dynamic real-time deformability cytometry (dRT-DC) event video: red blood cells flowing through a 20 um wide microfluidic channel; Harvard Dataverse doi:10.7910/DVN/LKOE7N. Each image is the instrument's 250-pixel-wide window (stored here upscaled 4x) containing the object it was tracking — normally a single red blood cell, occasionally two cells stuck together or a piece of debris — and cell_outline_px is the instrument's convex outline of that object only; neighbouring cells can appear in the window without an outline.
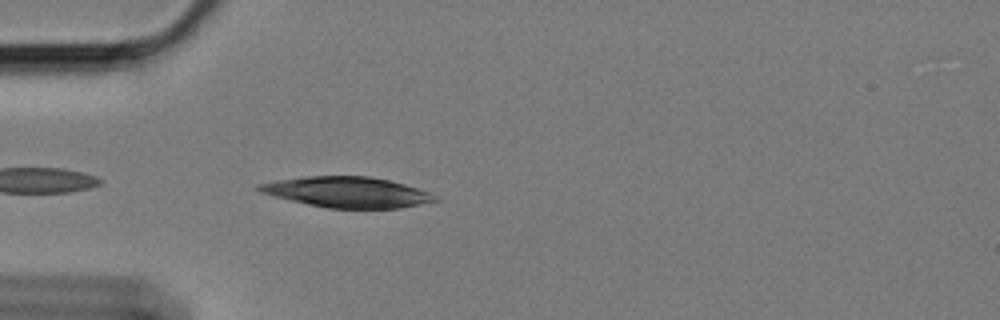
{"species": "Egyptian fruit bat (a non-hibernating species)", "species_latin": "Rousettus aegyptiacus", "temperature_condition": "cold", "stored_images_in_passage": 25, "camera_frame_rate_fps": 3000, "um_per_image_px": 0.085, "animal": {"sex": "female"}, "frame": {"image": 1, "passage_image": 3, "time_ms": 0.667, "image_size_px": [1000, 320], "cell_outline_px": [[440, 200], [400, 208], [328, 208], [308, 204], [260, 192], [256, 188], [256, 184], [276, 180], [304, 176], [368, 176], [388, 180], [404, 184], [428, 192], [436, 196]], "centroid_in_image_um": [29.5, 16.32], "position_along_channel_um": 55.5, "area_um2": 31.1}}
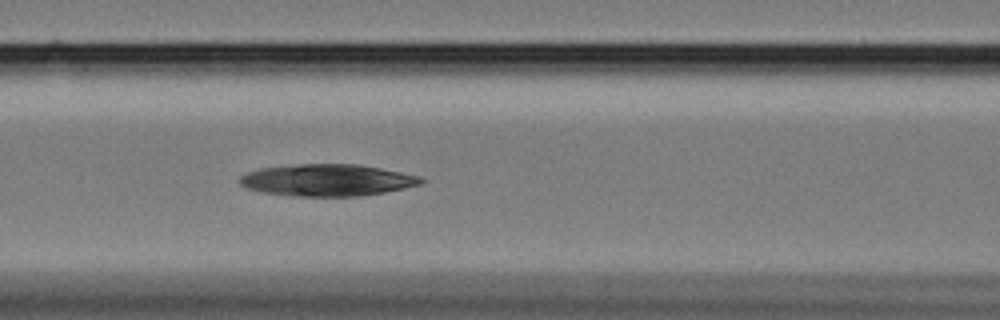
{"frame": {"image": 2, "passage_image": 11, "time_ms": 3.333, "image_size_px": [1000, 320], "cell_outline_px": [[424, 180], [420, 184], [404, 188], [384, 192], [360, 196], [296, 196], [260, 192], [244, 188], [240, 184], [240, 176], [248, 172], [260, 168], [300, 164], [360, 164], [420, 176]], "centroid_in_image_um": [27.78, 15.31], "position_along_channel_um": 138.8, "area_um2": 33.58}}
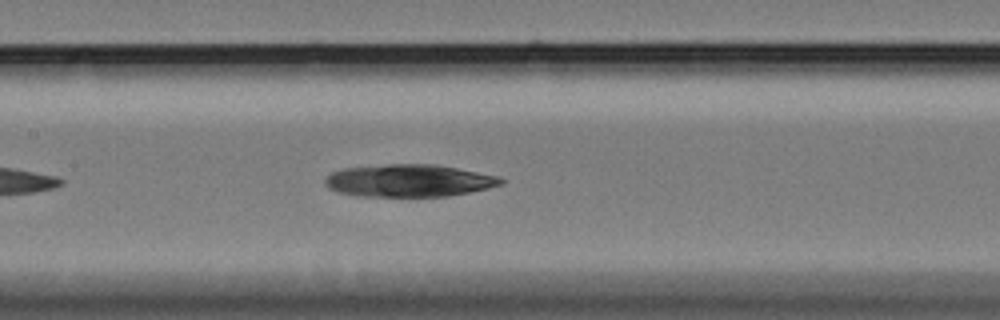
{"frame": {"image": 3, "passage_image": 14, "time_ms": 4.333, "image_size_px": [1000, 320], "cell_outline_px": [[504, 184], [488, 188], [448, 196], [360, 196], [340, 192], [328, 188], [324, 184], [324, 180], [332, 172], [344, 168], [384, 164], [436, 164], [500, 176], [504, 180]], "centroid_in_image_um": [34.78, 15.34], "position_along_channel_um": 172.6, "area_um2": 33.23}}